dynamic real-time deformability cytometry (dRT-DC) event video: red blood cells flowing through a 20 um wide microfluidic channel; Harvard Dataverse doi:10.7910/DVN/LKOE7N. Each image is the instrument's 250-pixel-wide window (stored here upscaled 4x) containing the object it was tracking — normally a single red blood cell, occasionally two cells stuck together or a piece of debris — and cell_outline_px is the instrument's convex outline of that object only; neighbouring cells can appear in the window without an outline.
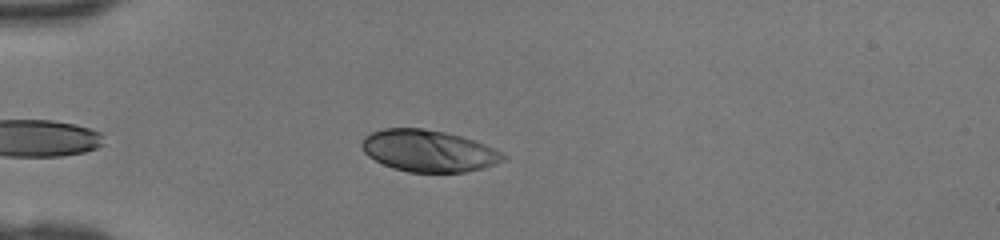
{"species": "human", "species_latin": "Homo sapiens", "temperature_condition": "room temperature", "stored_images_in_passage": 32, "camera_frame_rate_fps": 3000, "um_per_image_px": 0.085, "donor": {"sex": "female"}, "frame": {"image": 1, "passage_image": 2, "time_ms": 0.333, "image_size_px": [1000, 240], "cell_outline_px": [[508, 156], [504, 160], [484, 168], [464, 172], [408, 172], [392, 168], [368, 156], [364, 152], [360, 144], [364, 136], [372, 132], [384, 128], [424, 128], [444, 132], [460, 136], [484, 144]], "centroid_in_image_um": [36.39, 12.82], "position_along_channel_um": 48.6, "area_um2": 34.28}}
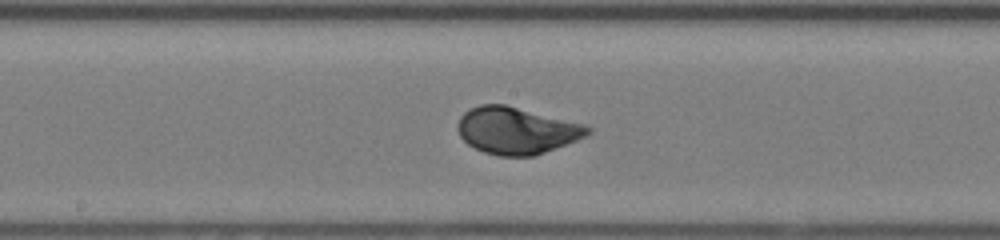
{"frame": {"image": 2, "passage_image": 14, "time_ms": 4.333, "image_size_px": [1000, 240], "cell_outline_px": [[592, 132], [588, 136], [544, 152], [532, 156], [500, 156], [484, 152], [468, 144], [460, 136], [456, 128], [460, 116], [464, 112], [480, 104], [504, 104], [584, 124], [592, 128]], "centroid_in_image_um": [43.9, 11.09], "position_along_channel_um": 204.3, "area_um2": 35.37}}
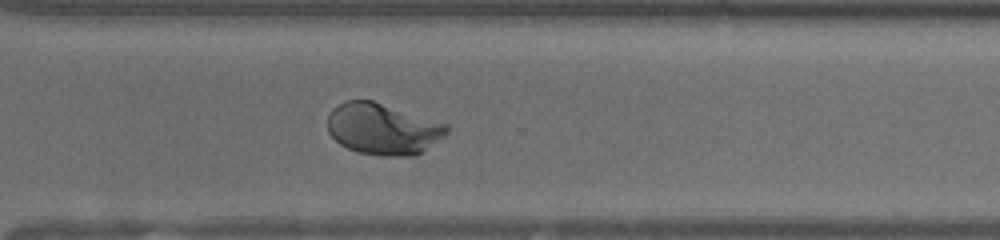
{"frame": {"image": 3, "passage_image": 23, "time_ms": 7.333, "image_size_px": [1000, 240], "cell_outline_px": [[448, 132], [416, 156], [380, 156], [360, 152], [348, 148], [340, 144], [328, 132], [328, 116], [332, 108], [344, 100], [372, 100], [448, 124]], "centroid_in_image_um": [32.52, 10.95], "position_along_channel_um": 338.1, "area_um2": 35.55}}